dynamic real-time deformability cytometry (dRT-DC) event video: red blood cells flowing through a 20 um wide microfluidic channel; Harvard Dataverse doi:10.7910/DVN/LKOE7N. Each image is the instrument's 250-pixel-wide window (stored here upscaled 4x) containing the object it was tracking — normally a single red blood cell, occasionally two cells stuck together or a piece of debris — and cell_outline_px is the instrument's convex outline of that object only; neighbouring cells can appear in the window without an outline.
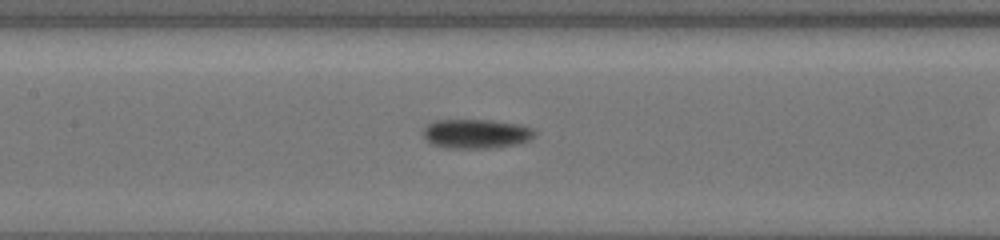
{"species": "common noctule bat (a hibernating species)", "species_latin": "Nyctalus noctula", "temperature_condition": "cold", "stored_images_in_passage": 33, "camera_frame_rate_fps": 3000, "um_per_image_px": 0.085, "animal": {"sex": "female", "body_mass_g": 19.5, "forearm_length_mm": 54.1}, "frame": {"image": 1, "passage_image": 14, "time_ms": 5.667, "image_size_px": [1000, 240], "cell_outline_px": [[536, 136], [532, 140], [520, 144], [492, 148], [444, 148], [432, 144], [424, 136], [424, 128], [432, 120], [492, 120], [520, 124], [532, 128], [536, 132]], "centroid_in_image_um": [40.54, 11.37], "position_along_channel_um": 166.9, "area_um2": 19.36}, "authors_computed_cell_mechanics": {"area_um2": 18.0914, "velocity_mm_per_s": 3.8666, "shape_relaxation_time_tau1_ms": 2.281, "shape_relaxation_time_tau2_ms": null, "deformation_change_tau1": 0.0424, "deformation_change_tau2": null}}